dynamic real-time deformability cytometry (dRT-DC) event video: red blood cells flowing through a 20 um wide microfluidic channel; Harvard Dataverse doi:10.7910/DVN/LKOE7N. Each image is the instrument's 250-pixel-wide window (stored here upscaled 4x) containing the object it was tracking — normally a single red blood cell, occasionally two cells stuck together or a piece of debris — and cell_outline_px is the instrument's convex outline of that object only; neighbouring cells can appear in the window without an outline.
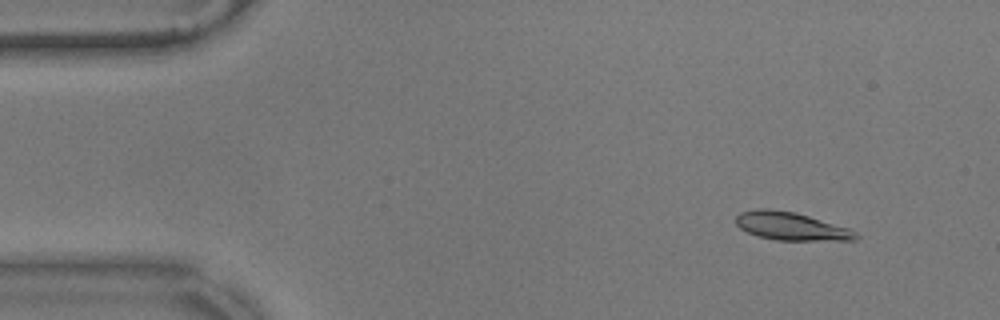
{"species": "common noctule bat (a hibernating species)", "species_latin": "Nyctalus noctula", "temperature_condition": "warm", "stored_images_in_passage": 57, "camera_frame_rate_fps": 3000, "um_per_image_px": 0.085, "animal": {"sex": "male", "body_mass_g": 17.9}, "frame": {"image": 1, "passage_image": 6, "time_ms": 1.667, "image_size_px": [1000, 320], "cell_outline_px": [[860, 236], [856, 240], [776, 240], [756, 236], [740, 228], [736, 224], [736, 216], [740, 212], [756, 208], [768, 208], [796, 212], [848, 228], [856, 232]], "centroid_in_image_um": [67.21, 19.22], "position_along_channel_um": 17.8, "area_um2": 19.65}}
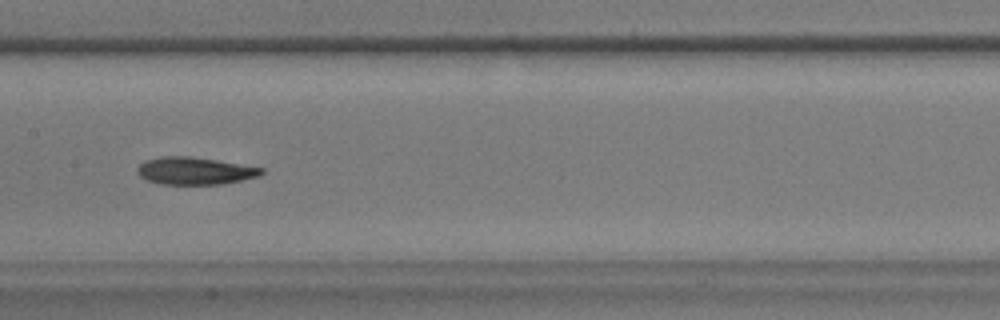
{"frame": {"image": 2, "passage_image": 28, "time_ms": 9.0, "image_size_px": [1000, 320], "cell_outline_px": [[264, 172], [260, 176], [220, 184], [160, 184], [144, 180], [136, 172], [136, 168], [144, 160], [160, 156], [188, 156], [216, 160], [264, 168]], "centroid_in_image_um": [16.5, 14.52], "position_along_channel_um": 190.9, "area_um2": 19.88}}
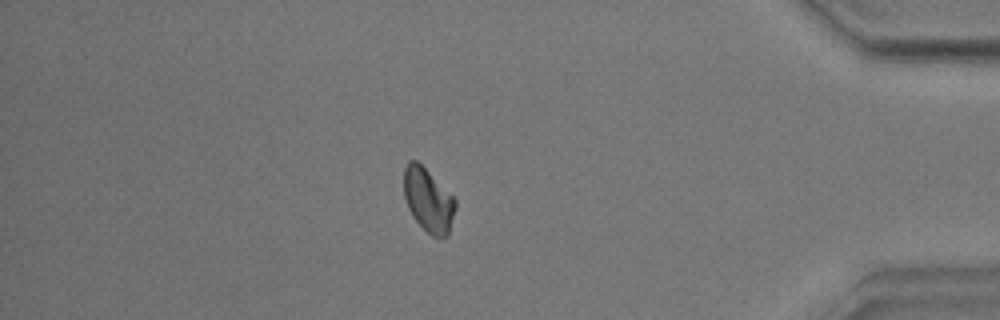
{"frame": {"image": 3, "passage_image": 49, "time_ms": 16.0, "image_size_px": [1000, 320], "cell_outline_px": [[456, 208], [448, 236], [440, 240], [432, 236], [412, 216], [408, 208], [404, 196], [404, 168], [408, 160], [416, 160], [456, 200]], "centroid_in_image_um": [36.4, 17.05], "position_along_channel_um": 398.8, "area_um2": 18.96}, "authors_computed_cell_mechanics": {"area_um2": 19.5942, "velocity_mm_per_s": 3.5356, "shape_relaxation_time_tau1_ms": 4.398, "shape_relaxation_time_tau2_ms": 2.9431, "deformation_change_tau1": 0.1169, "deformation_change_tau2": 0.0529}}